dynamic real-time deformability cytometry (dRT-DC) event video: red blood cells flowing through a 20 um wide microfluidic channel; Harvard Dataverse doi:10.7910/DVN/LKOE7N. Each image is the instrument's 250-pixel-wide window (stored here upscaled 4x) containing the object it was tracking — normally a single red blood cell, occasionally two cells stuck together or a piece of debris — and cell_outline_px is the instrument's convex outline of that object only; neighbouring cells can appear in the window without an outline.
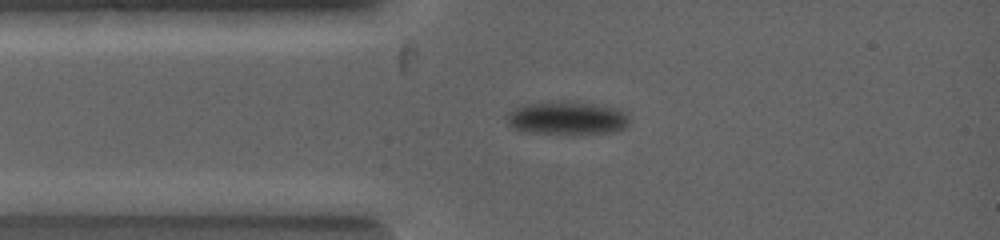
{"species": "common noctule bat (a hibernating species)", "species_latin": "Nyctalus noctula", "temperature_condition": "warm", "stored_images_in_passage": 10, "camera_frame_rate_fps": 5000, "um_per_image_px": 0.085, "animal": {"sex": "female", "body_mass_g": 19.0, "forearm_length_mm": 53.3}, "frame": {"image": 1, "passage_image": 4, "time_ms": 1.0, "image_size_px": [1000, 240], "cell_outline_px": [[628, 128], [612, 132], [572, 136], [528, 132], [512, 128], [508, 124], [504, 116], [508, 112], [516, 108], [528, 104], [588, 104], [620, 108], [628, 112]], "centroid_in_image_um": [48.25, 10.12], "position_along_channel_um": 36.8, "area_um2": 23.7}}
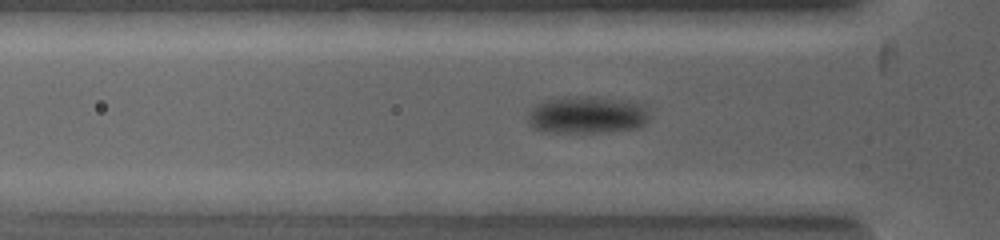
{"frame": {"image": 2, "passage_image": 7, "time_ms": 1.8, "image_size_px": [1000, 240], "cell_outline_px": [[648, 120], [644, 124], [636, 128], [604, 132], [544, 132], [532, 128], [528, 120], [528, 112], [536, 104], [548, 100], [628, 100], [640, 104], [648, 112]], "centroid_in_image_um": [49.88, 9.85], "position_along_channel_um": 75.9, "area_um2": 24.97}}